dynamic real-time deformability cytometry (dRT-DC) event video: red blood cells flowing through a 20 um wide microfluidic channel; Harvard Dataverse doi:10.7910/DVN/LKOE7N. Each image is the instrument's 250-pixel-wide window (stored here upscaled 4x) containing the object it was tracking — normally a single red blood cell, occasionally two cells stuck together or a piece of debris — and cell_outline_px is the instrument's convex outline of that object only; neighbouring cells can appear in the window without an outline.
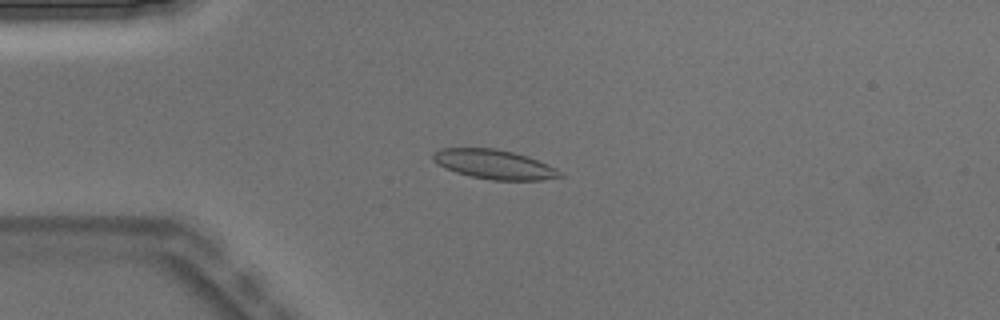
{"species": "Egyptian fruit bat (a non-hibernating species)", "species_latin": "Rousettus aegyptiacus", "temperature_condition": "warm", "stored_images_in_passage": 6, "camera_frame_rate_fps": 3000, "um_per_image_px": 0.085, "animal": {"sex": "male"}, "frame": {"image": 1, "passage_image": 4, "time_ms": 1.0, "image_size_px": [1000, 320], "cell_outline_px": [[564, 176], [540, 180], [492, 180], [472, 176], [456, 172], [444, 168], [436, 164], [432, 160], [432, 152], [440, 148], [496, 148], [512, 152], [536, 160], [556, 168], [564, 172]], "centroid_in_image_um": [41.96, 13.97], "position_along_channel_um": 43.0, "area_um2": 21.68}}